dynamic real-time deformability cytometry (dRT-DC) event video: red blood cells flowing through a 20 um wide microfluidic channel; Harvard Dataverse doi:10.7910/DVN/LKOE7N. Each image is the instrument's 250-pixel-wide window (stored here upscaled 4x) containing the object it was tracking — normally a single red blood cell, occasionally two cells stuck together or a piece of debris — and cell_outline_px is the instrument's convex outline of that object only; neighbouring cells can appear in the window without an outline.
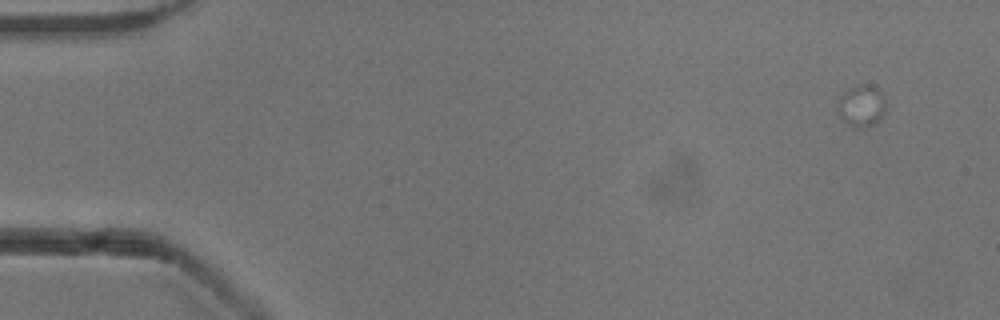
{"species": "common noctule bat (a hibernating species)", "species_latin": "Nyctalus noctula", "temperature_condition": "cold", "stored_images_in_passage": 1, "camera_frame_rate_fps": 3000, "um_per_image_px": 0.085, "animal": {"sex": "male", "body_mass_g": 13.3}, "frame": {"image": 1, "passage_image": 1, "time_ms": 0.0, "image_size_px": [1000, 320], "cell_outline_px": [[884, 112], [872, 124], [856, 128], [844, 120], [840, 116], [840, 96], [844, 92], [856, 84], [864, 84], [876, 88], [880, 92], [884, 100]], "centroid_in_image_um": [73.22, 8.96], "position_along_channel_um": 11.8, "area_um2": 10.92}}